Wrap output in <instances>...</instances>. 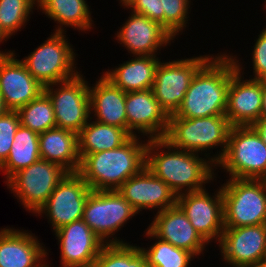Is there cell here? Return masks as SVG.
<instances>
[{"label": "cell", "mask_w": 266, "mask_h": 267, "mask_svg": "<svg viewBox=\"0 0 266 267\" xmlns=\"http://www.w3.org/2000/svg\"><path fill=\"white\" fill-rule=\"evenodd\" d=\"M167 150H162V149ZM161 150V151H160ZM178 196L205 189L214 180L215 164L198 153L175 149L164 139H148L146 166ZM204 185V186H203Z\"/></svg>", "instance_id": "cell-1"}, {"label": "cell", "mask_w": 266, "mask_h": 267, "mask_svg": "<svg viewBox=\"0 0 266 267\" xmlns=\"http://www.w3.org/2000/svg\"><path fill=\"white\" fill-rule=\"evenodd\" d=\"M237 70L229 53L214 55L196 72L178 110L169 117L225 115L231 75Z\"/></svg>", "instance_id": "cell-2"}, {"label": "cell", "mask_w": 266, "mask_h": 267, "mask_svg": "<svg viewBox=\"0 0 266 267\" xmlns=\"http://www.w3.org/2000/svg\"><path fill=\"white\" fill-rule=\"evenodd\" d=\"M139 136H131L120 147L112 150L80 155L77 173L91 190H117L146 166L148 140H139Z\"/></svg>", "instance_id": "cell-3"}, {"label": "cell", "mask_w": 266, "mask_h": 267, "mask_svg": "<svg viewBox=\"0 0 266 267\" xmlns=\"http://www.w3.org/2000/svg\"><path fill=\"white\" fill-rule=\"evenodd\" d=\"M231 127L225 115L202 118L169 117L168 129L163 139L175 149L199 154L201 152V155L216 164L225 153ZM219 146L221 151L213 157L210 156V149Z\"/></svg>", "instance_id": "cell-4"}, {"label": "cell", "mask_w": 266, "mask_h": 267, "mask_svg": "<svg viewBox=\"0 0 266 267\" xmlns=\"http://www.w3.org/2000/svg\"><path fill=\"white\" fill-rule=\"evenodd\" d=\"M224 227L266 224V186L262 179L229 178L221 185Z\"/></svg>", "instance_id": "cell-5"}, {"label": "cell", "mask_w": 266, "mask_h": 267, "mask_svg": "<svg viewBox=\"0 0 266 267\" xmlns=\"http://www.w3.org/2000/svg\"><path fill=\"white\" fill-rule=\"evenodd\" d=\"M229 178L263 179L266 176V144L252 126H233L222 158L215 164Z\"/></svg>", "instance_id": "cell-6"}, {"label": "cell", "mask_w": 266, "mask_h": 267, "mask_svg": "<svg viewBox=\"0 0 266 267\" xmlns=\"http://www.w3.org/2000/svg\"><path fill=\"white\" fill-rule=\"evenodd\" d=\"M65 34L53 32L28 57L20 60L27 71L44 87L70 80L80 73L75 64L78 54L74 53L73 46Z\"/></svg>", "instance_id": "cell-7"}, {"label": "cell", "mask_w": 266, "mask_h": 267, "mask_svg": "<svg viewBox=\"0 0 266 267\" xmlns=\"http://www.w3.org/2000/svg\"><path fill=\"white\" fill-rule=\"evenodd\" d=\"M135 214L138 213L117 190H91L82 219L105 244L127 243L113 235Z\"/></svg>", "instance_id": "cell-8"}, {"label": "cell", "mask_w": 266, "mask_h": 267, "mask_svg": "<svg viewBox=\"0 0 266 267\" xmlns=\"http://www.w3.org/2000/svg\"><path fill=\"white\" fill-rule=\"evenodd\" d=\"M67 173L61 166L39 159L15 173L5 184L23 208L35 215Z\"/></svg>", "instance_id": "cell-9"}, {"label": "cell", "mask_w": 266, "mask_h": 267, "mask_svg": "<svg viewBox=\"0 0 266 267\" xmlns=\"http://www.w3.org/2000/svg\"><path fill=\"white\" fill-rule=\"evenodd\" d=\"M83 76L79 73L70 80L44 87L53 105L56 127L77 134L91 117L89 85Z\"/></svg>", "instance_id": "cell-10"}, {"label": "cell", "mask_w": 266, "mask_h": 267, "mask_svg": "<svg viewBox=\"0 0 266 267\" xmlns=\"http://www.w3.org/2000/svg\"><path fill=\"white\" fill-rule=\"evenodd\" d=\"M213 55L159 62L152 86L154 97L168 116L173 115L185 97L196 72Z\"/></svg>", "instance_id": "cell-11"}, {"label": "cell", "mask_w": 266, "mask_h": 267, "mask_svg": "<svg viewBox=\"0 0 266 267\" xmlns=\"http://www.w3.org/2000/svg\"><path fill=\"white\" fill-rule=\"evenodd\" d=\"M90 193L89 185L77 172L67 173L36 215L45 214L52 229L56 231L83 218L84 206Z\"/></svg>", "instance_id": "cell-12"}, {"label": "cell", "mask_w": 266, "mask_h": 267, "mask_svg": "<svg viewBox=\"0 0 266 267\" xmlns=\"http://www.w3.org/2000/svg\"><path fill=\"white\" fill-rule=\"evenodd\" d=\"M182 209L194 229L209 244L220 242L224 230V211L221 187L211 197L206 188L177 196Z\"/></svg>", "instance_id": "cell-13"}, {"label": "cell", "mask_w": 266, "mask_h": 267, "mask_svg": "<svg viewBox=\"0 0 266 267\" xmlns=\"http://www.w3.org/2000/svg\"><path fill=\"white\" fill-rule=\"evenodd\" d=\"M233 58L237 70L231 75L225 116L233 126H252L260 117L262 111V80H244V69L237 60Z\"/></svg>", "instance_id": "cell-14"}, {"label": "cell", "mask_w": 266, "mask_h": 267, "mask_svg": "<svg viewBox=\"0 0 266 267\" xmlns=\"http://www.w3.org/2000/svg\"><path fill=\"white\" fill-rule=\"evenodd\" d=\"M218 246L226 264L256 267L266 256V224L224 228Z\"/></svg>", "instance_id": "cell-15"}, {"label": "cell", "mask_w": 266, "mask_h": 267, "mask_svg": "<svg viewBox=\"0 0 266 267\" xmlns=\"http://www.w3.org/2000/svg\"><path fill=\"white\" fill-rule=\"evenodd\" d=\"M125 110L127 133L130 136L141 133L148 139H163L165 137L169 116L160 107L152 89L126 92Z\"/></svg>", "instance_id": "cell-16"}, {"label": "cell", "mask_w": 266, "mask_h": 267, "mask_svg": "<svg viewBox=\"0 0 266 267\" xmlns=\"http://www.w3.org/2000/svg\"><path fill=\"white\" fill-rule=\"evenodd\" d=\"M54 232L60 249V267H91L105 245L83 219Z\"/></svg>", "instance_id": "cell-17"}, {"label": "cell", "mask_w": 266, "mask_h": 267, "mask_svg": "<svg viewBox=\"0 0 266 267\" xmlns=\"http://www.w3.org/2000/svg\"><path fill=\"white\" fill-rule=\"evenodd\" d=\"M16 58L15 52L0 57V94L11 111H18L44 92V86Z\"/></svg>", "instance_id": "cell-18"}, {"label": "cell", "mask_w": 266, "mask_h": 267, "mask_svg": "<svg viewBox=\"0 0 266 267\" xmlns=\"http://www.w3.org/2000/svg\"><path fill=\"white\" fill-rule=\"evenodd\" d=\"M130 14L115 36L129 54L157 56V50L161 51L175 39L160 23L133 11Z\"/></svg>", "instance_id": "cell-19"}, {"label": "cell", "mask_w": 266, "mask_h": 267, "mask_svg": "<svg viewBox=\"0 0 266 267\" xmlns=\"http://www.w3.org/2000/svg\"><path fill=\"white\" fill-rule=\"evenodd\" d=\"M117 191L137 213L155 208L160 212L175 206L177 202V195L171 188L146 167L130 177Z\"/></svg>", "instance_id": "cell-20"}, {"label": "cell", "mask_w": 266, "mask_h": 267, "mask_svg": "<svg viewBox=\"0 0 266 267\" xmlns=\"http://www.w3.org/2000/svg\"><path fill=\"white\" fill-rule=\"evenodd\" d=\"M147 227L157 238L173 246L191 252L194 256L204 254L208 243L194 229L185 213L176 204L157 212Z\"/></svg>", "instance_id": "cell-21"}, {"label": "cell", "mask_w": 266, "mask_h": 267, "mask_svg": "<svg viewBox=\"0 0 266 267\" xmlns=\"http://www.w3.org/2000/svg\"><path fill=\"white\" fill-rule=\"evenodd\" d=\"M42 245L28 230L0 229V267H46L48 250Z\"/></svg>", "instance_id": "cell-22"}, {"label": "cell", "mask_w": 266, "mask_h": 267, "mask_svg": "<svg viewBox=\"0 0 266 267\" xmlns=\"http://www.w3.org/2000/svg\"><path fill=\"white\" fill-rule=\"evenodd\" d=\"M90 116L98 122L113 125L127 132V115L125 110L126 92L115 86L104 75L89 86Z\"/></svg>", "instance_id": "cell-23"}, {"label": "cell", "mask_w": 266, "mask_h": 267, "mask_svg": "<svg viewBox=\"0 0 266 267\" xmlns=\"http://www.w3.org/2000/svg\"><path fill=\"white\" fill-rule=\"evenodd\" d=\"M41 159L55 163L68 173H75L80 166L78 134L61 128L49 129L39 134Z\"/></svg>", "instance_id": "cell-24"}, {"label": "cell", "mask_w": 266, "mask_h": 267, "mask_svg": "<svg viewBox=\"0 0 266 267\" xmlns=\"http://www.w3.org/2000/svg\"><path fill=\"white\" fill-rule=\"evenodd\" d=\"M132 56L131 60L102 74L123 92L151 89L161 59L157 56Z\"/></svg>", "instance_id": "cell-25"}, {"label": "cell", "mask_w": 266, "mask_h": 267, "mask_svg": "<svg viewBox=\"0 0 266 267\" xmlns=\"http://www.w3.org/2000/svg\"><path fill=\"white\" fill-rule=\"evenodd\" d=\"M37 8L59 24L56 25L58 27H55V32L66 33V26L79 31H90L94 24L85 0H37Z\"/></svg>", "instance_id": "cell-26"}, {"label": "cell", "mask_w": 266, "mask_h": 267, "mask_svg": "<svg viewBox=\"0 0 266 267\" xmlns=\"http://www.w3.org/2000/svg\"><path fill=\"white\" fill-rule=\"evenodd\" d=\"M78 132L79 155H88L120 147L131 136L122 128L91 121ZM91 121V122H90Z\"/></svg>", "instance_id": "cell-27"}, {"label": "cell", "mask_w": 266, "mask_h": 267, "mask_svg": "<svg viewBox=\"0 0 266 267\" xmlns=\"http://www.w3.org/2000/svg\"><path fill=\"white\" fill-rule=\"evenodd\" d=\"M41 159L39 152V134L20 124L18 127L9 156L0 166L6 182L18 171Z\"/></svg>", "instance_id": "cell-28"}, {"label": "cell", "mask_w": 266, "mask_h": 267, "mask_svg": "<svg viewBox=\"0 0 266 267\" xmlns=\"http://www.w3.org/2000/svg\"><path fill=\"white\" fill-rule=\"evenodd\" d=\"M144 233L148 239L156 240L149 248L140 247L145 256L147 267H189L192 259L194 260L195 256L191 252L157 238L148 228Z\"/></svg>", "instance_id": "cell-29"}, {"label": "cell", "mask_w": 266, "mask_h": 267, "mask_svg": "<svg viewBox=\"0 0 266 267\" xmlns=\"http://www.w3.org/2000/svg\"><path fill=\"white\" fill-rule=\"evenodd\" d=\"M91 267H147L139 246L129 243L105 244Z\"/></svg>", "instance_id": "cell-30"}, {"label": "cell", "mask_w": 266, "mask_h": 267, "mask_svg": "<svg viewBox=\"0 0 266 267\" xmlns=\"http://www.w3.org/2000/svg\"><path fill=\"white\" fill-rule=\"evenodd\" d=\"M18 113L20 124L38 134L56 128L53 105L44 92L21 107Z\"/></svg>", "instance_id": "cell-31"}, {"label": "cell", "mask_w": 266, "mask_h": 267, "mask_svg": "<svg viewBox=\"0 0 266 267\" xmlns=\"http://www.w3.org/2000/svg\"><path fill=\"white\" fill-rule=\"evenodd\" d=\"M37 0H0V28L11 38L29 21Z\"/></svg>", "instance_id": "cell-32"}, {"label": "cell", "mask_w": 266, "mask_h": 267, "mask_svg": "<svg viewBox=\"0 0 266 267\" xmlns=\"http://www.w3.org/2000/svg\"><path fill=\"white\" fill-rule=\"evenodd\" d=\"M164 10V27L175 38L186 29L191 0H160Z\"/></svg>", "instance_id": "cell-33"}, {"label": "cell", "mask_w": 266, "mask_h": 267, "mask_svg": "<svg viewBox=\"0 0 266 267\" xmlns=\"http://www.w3.org/2000/svg\"><path fill=\"white\" fill-rule=\"evenodd\" d=\"M20 126L18 111H6L0 116V166L9 156L15 133Z\"/></svg>", "instance_id": "cell-34"}, {"label": "cell", "mask_w": 266, "mask_h": 267, "mask_svg": "<svg viewBox=\"0 0 266 267\" xmlns=\"http://www.w3.org/2000/svg\"><path fill=\"white\" fill-rule=\"evenodd\" d=\"M252 52L253 78L256 80H266V27L256 39Z\"/></svg>", "instance_id": "cell-35"}, {"label": "cell", "mask_w": 266, "mask_h": 267, "mask_svg": "<svg viewBox=\"0 0 266 267\" xmlns=\"http://www.w3.org/2000/svg\"><path fill=\"white\" fill-rule=\"evenodd\" d=\"M128 9L144 15L164 27V10L160 0H134Z\"/></svg>", "instance_id": "cell-36"}, {"label": "cell", "mask_w": 266, "mask_h": 267, "mask_svg": "<svg viewBox=\"0 0 266 267\" xmlns=\"http://www.w3.org/2000/svg\"><path fill=\"white\" fill-rule=\"evenodd\" d=\"M252 127L260 135L262 141L266 144V117H260Z\"/></svg>", "instance_id": "cell-37"}, {"label": "cell", "mask_w": 266, "mask_h": 267, "mask_svg": "<svg viewBox=\"0 0 266 267\" xmlns=\"http://www.w3.org/2000/svg\"><path fill=\"white\" fill-rule=\"evenodd\" d=\"M261 117H266V80H262V111Z\"/></svg>", "instance_id": "cell-38"}, {"label": "cell", "mask_w": 266, "mask_h": 267, "mask_svg": "<svg viewBox=\"0 0 266 267\" xmlns=\"http://www.w3.org/2000/svg\"><path fill=\"white\" fill-rule=\"evenodd\" d=\"M7 39H9V38L4 34V32L0 28V43H3ZM14 52L15 51H11V50L10 51L8 50L7 52H6V50H5V52L4 51H0V57L8 55V54H11V53H14Z\"/></svg>", "instance_id": "cell-39"}, {"label": "cell", "mask_w": 266, "mask_h": 267, "mask_svg": "<svg viewBox=\"0 0 266 267\" xmlns=\"http://www.w3.org/2000/svg\"><path fill=\"white\" fill-rule=\"evenodd\" d=\"M7 110L2 95L0 94V116L3 115Z\"/></svg>", "instance_id": "cell-40"}, {"label": "cell", "mask_w": 266, "mask_h": 267, "mask_svg": "<svg viewBox=\"0 0 266 267\" xmlns=\"http://www.w3.org/2000/svg\"><path fill=\"white\" fill-rule=\"evenodd\" d=\"M119 1H120L119 4H121V7L123 6L124 9L128 8L134 2V0H119Z\"/></svg>", "instance_id": "cell-41"}, {"label": "cell", "mask_w": 266, "mask_h": 267, "mask_svg": "<svg viewBox=\"0 0 266 267\" xmlns=\"http://www.w3.org/2000/svg\"><path fill=\"white\" fill-rule=\"evenodd\" d=\"M256 267H266V262L262 261L260 264H258Z\"/></svg>", "instance_id": "cell-42"}, {"label": "cell", "mask_w": 266, "mask_h": 267, "mask_svg": "<svg viewBox=\"0 0 266 267\" xmlns=\"http://www.w3.org/2000/svg\"><path fill=\"white\" fill-rule=\"evenodd\" d=\"M232 267H249V266H241V265H231Z\"/></svg>", "instance_id": "cell-43"}, {"label": "cell", "mask_w": 266, "mask_h": 267, "mask_svg": "<svg viewBox=\"0 0 266 267\" xmlns=\"http://www.w3.org/2000/svg\"><path fill=\"white\" fill-rule=\"evenodd\" d=\"M262 180H263V182H264V184L266 186V176Z\"/></svg>", "instance_id": "cell-44"}]
</instances>
